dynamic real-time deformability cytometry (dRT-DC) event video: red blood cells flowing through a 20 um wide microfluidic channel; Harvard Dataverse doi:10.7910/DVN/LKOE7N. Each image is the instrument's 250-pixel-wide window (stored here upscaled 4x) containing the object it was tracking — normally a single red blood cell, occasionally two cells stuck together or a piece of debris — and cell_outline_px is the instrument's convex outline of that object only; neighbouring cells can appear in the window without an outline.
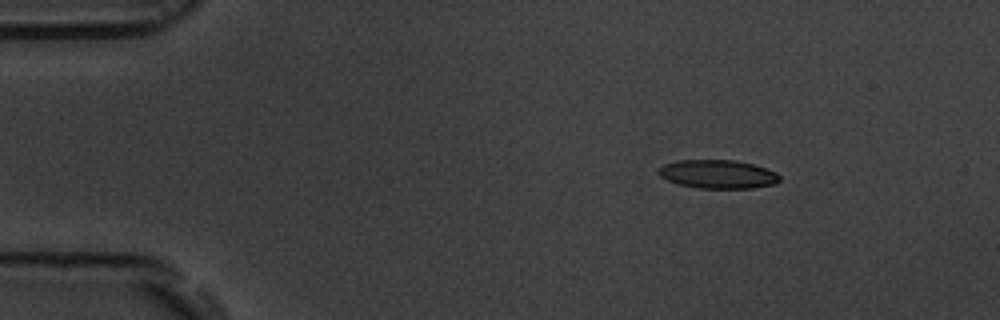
{"species": "common noctule bat (a hibernating species)", "species_latin": "Nyctalus noctula", "temperature_condition": "room temperature", "stored_images_in_passage": 4, "camera_frame_rate_fps": 3000, "um_per_image_px": 0.085, "animal": {"sex": "male", "body_mass_g": 19.5, "forearm_length_mm": 54.6}, "frame": {"image": 1, "passage_image": 1, "time_ms": 0.0, "image_size_px": [1000, 320], "cell_outline_px": [[780, 180], [776, 184], [752, 188], [700, 188], [680, 184], [668, 180], [660, 176], [656, 172], [656, 168], [664, 164], [676, 160], [736, 160], [752, 164], [776, 172], [780, 176]], "centroid_in_image_um": [60.99, 14.8], "position_along_channel_um": 24.0, "area_um2": 20.23}}
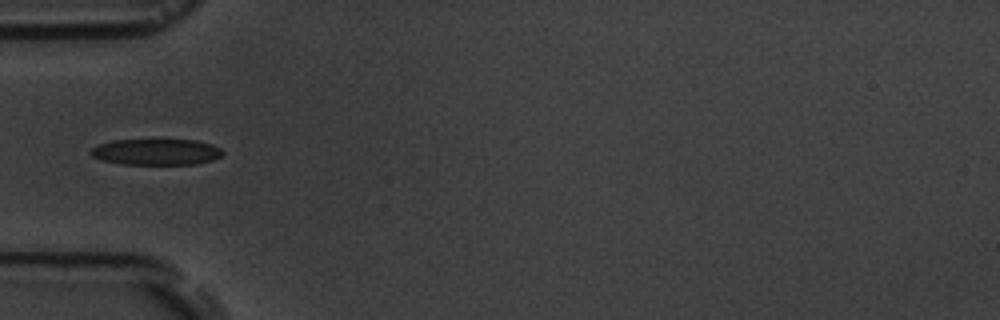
{"frame": {"image": 2, "passage_image": 4, "time_ms": 3.333, "image_size_px": [1000, 320], "cell_outline_px": [[224, 152], [220, 156], [212, 160], [196, 164], [120, 164], [100, 160], [92, 156], [88, 152], [92, 148], [100, 144], [112, 140], [196, 140], [212, 144], [220, 148]], "centroid_in_image_um": [13.26, 12.91], "position_along_channel_um": 71.7, "area_um2": 20.11}}